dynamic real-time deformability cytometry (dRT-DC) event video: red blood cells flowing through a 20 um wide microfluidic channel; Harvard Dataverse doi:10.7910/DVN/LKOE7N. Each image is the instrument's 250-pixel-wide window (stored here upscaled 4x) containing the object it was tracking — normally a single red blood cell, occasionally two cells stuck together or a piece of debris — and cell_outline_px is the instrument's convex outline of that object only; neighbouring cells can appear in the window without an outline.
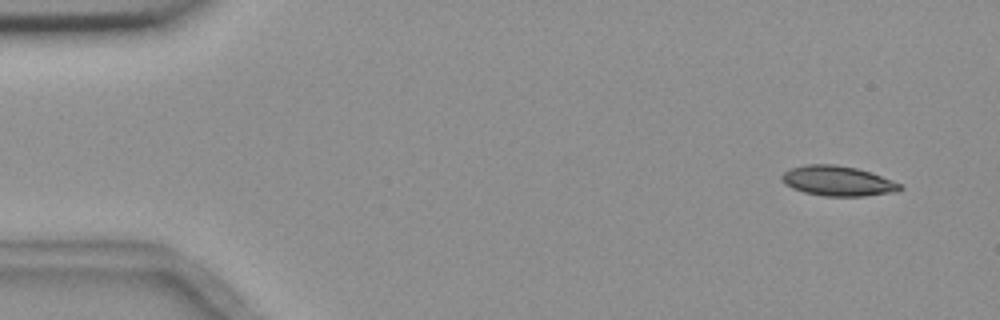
{"species": "common noctule bat (a hibernating species)", "species_latin": "Nyctalus noctula", "temperature_condition": "room temperature", "stored_images_in_passage": 5, "camera_frame_rate_fps": 3000, "um_per_image_px": 0.085, "animal": {"sex": "female", "body_mass_g": 18.4}, "frame": {"image": 1, "passage_image": 1, "time_ms": 0.0, "image_size_px": [1000, 320], "cell_outline_px": [[904, 188], [896, 192], [864, 196], [824, 196], [804, 192], [792, 188], [784, 184], [780, 180], [780, 176], [784, 172], [792, 168], [804, 164], [832, 164], [856, 168], [872, 172], [892, 180], [900, 184]], "centroid_in_image_um": [71.19, 15.38], "position_along_channel_um": 13.8, "area_um2": 20.81}}
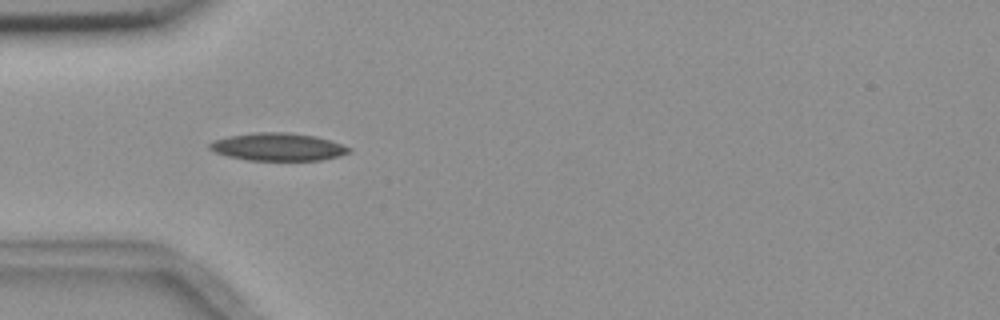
{"frame": {"image": 2, "passage_image": 4, "time_ms": 4.333, "image_size_px": [1000, 320], "cell_outline_px": [[352, 152], [340, 156], [320, 160], [248, 160], [228, 156], [216, 152], [208, 148], [208, 144], [212, 140], [228, 136], [260, 132], [284, 132], [316, 136], [352, 148]], "centroid_in_image_um": [23.62, 12.49], "position_along_channel_um": 61.4, "area_um2": 22.43}}